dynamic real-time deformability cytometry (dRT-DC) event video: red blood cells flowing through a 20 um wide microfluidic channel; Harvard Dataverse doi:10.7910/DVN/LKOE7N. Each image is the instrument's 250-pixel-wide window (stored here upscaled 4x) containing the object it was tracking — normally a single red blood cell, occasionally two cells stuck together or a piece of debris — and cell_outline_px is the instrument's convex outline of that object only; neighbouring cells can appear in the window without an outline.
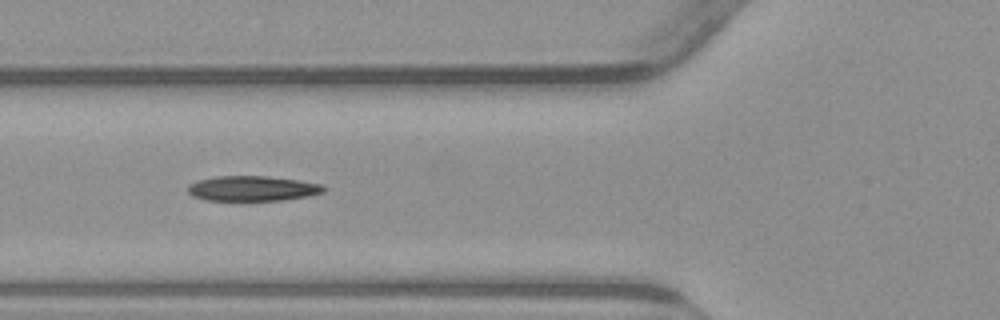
{"species": "common noctule bat (a hibernating species)", "species_latin": "Nyctalus noctula", "temperature_condition": "warm", "stored_images_in_passage": 19, "camera_frame_rate_fps": 3000, "um_per_image_px": 0.085, "animal": {"sex": "male", "body_mass_g": 23.1, "forearm_length_mm": 52.7}, "frame": {"image": 1, "passage_image": 6, "time_ms": 1.667, "image_size_px": [1000, 320], "cell_outline_px": [[324, 192], [308, 196], [284, 200], [208, 200], [192, 196], [188, 192], [188, 184], [196, 180], [216, 176], [268, 176], [296, 180], [320, 184], [324, 188]], "centroid_in_image_um": [21.41, 16.01], "position_along_channel_um": 104.4, "area_um2": 19.77}}
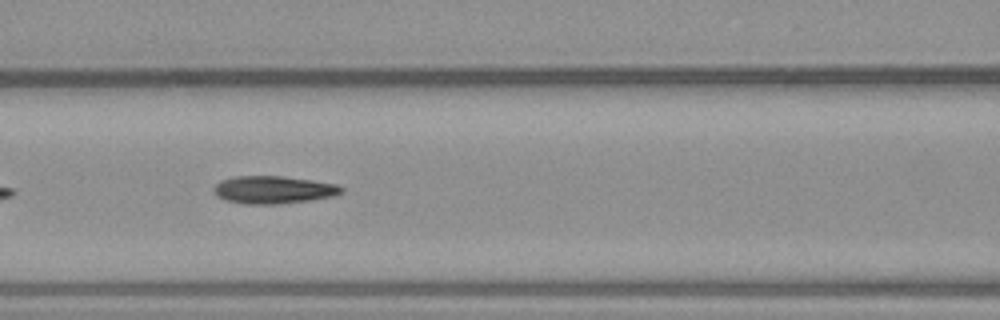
{"frame": {"image": 2, "passage_image": 9, "time_ms": 2.667, "image_size_px": [1000, 320], "cell_outline_px": [[344, 192], [332, 196], [308, 200], [276, 204], [244, 204], [224, 200], [216, 196], [212, 192], [212, 188], [220, 180], [236, 176], [284, 176], [312, 180], [336, 184], [344, 188]], "centroid_in_image_um": [23.19, 16.13], "position_along_channel_um": 143.4, "area_um2": 20.69}}